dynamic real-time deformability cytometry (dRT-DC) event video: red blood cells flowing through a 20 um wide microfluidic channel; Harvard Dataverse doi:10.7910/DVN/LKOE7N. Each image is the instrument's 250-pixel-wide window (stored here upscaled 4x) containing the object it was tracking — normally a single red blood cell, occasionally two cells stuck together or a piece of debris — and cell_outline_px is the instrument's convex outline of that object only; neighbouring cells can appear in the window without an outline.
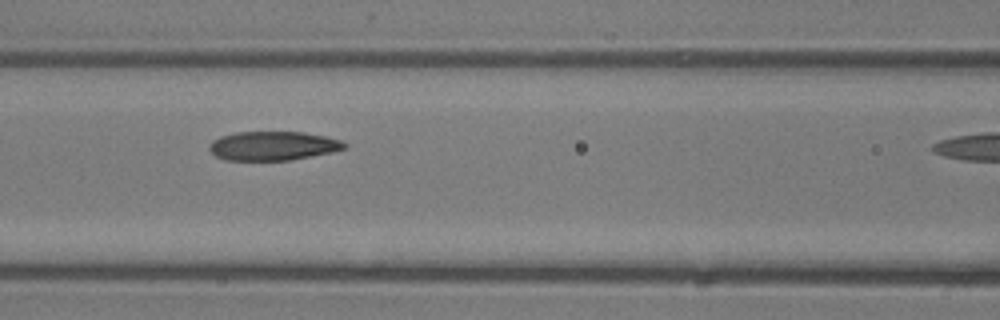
{"species": "common noctule bat (a hibernating species)", "species_latin": "Nyctalus noctula", "temperature_condition": "room temperature", "stored_images_in_passage": 5, "camera_frame_rate_fps": 3000, "um_per_image_px": 0.085, "animal": {"sex": "male", "body_mass_g": 13.3}, "frame": {"image": 1, "passage_image": 4, "time_ms": 1.0, "image_size_px": [1000, 320], "cell_outline_px": [[348, 148], [332, 152], [288, 160], [224, 160], [216, 156], [208, 148], [212, 140], [220, 136], [236, 132], [304, 132], [324, 136], [340, 140], [348, 144]], "centroid_in_image_um": [23.2, 12.39], "position_along_channel_um": 143.4, "area_um2": 22.83}}